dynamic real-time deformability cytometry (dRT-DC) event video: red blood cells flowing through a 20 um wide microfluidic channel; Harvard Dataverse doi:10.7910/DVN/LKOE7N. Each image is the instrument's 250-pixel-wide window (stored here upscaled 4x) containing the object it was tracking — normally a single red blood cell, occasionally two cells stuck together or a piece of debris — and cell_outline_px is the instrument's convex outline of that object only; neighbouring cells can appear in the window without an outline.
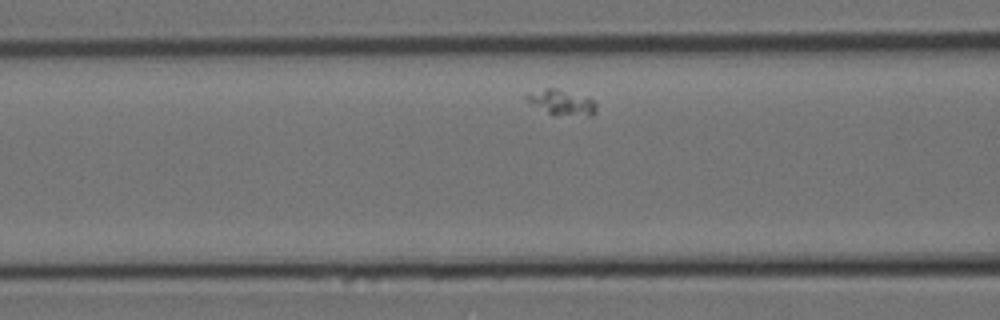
{"species": "Egyptian fruit bat (a non-hibernating species)", "species_latin": "Rousettus aegyptiacus", "temperature_condition": "cold", "stored_images_in_passage": 35, "camera_frame_rate_fps": 3000, "um_per_image_px": 0.085, "animal": {"sex": "female"}, "frame": {"image": 1, "passage_image": 6, "time_ms": 1.667, "image_size_px": [1000, 320], "cell_outline_px": [[596, 112], [592, 116], [556, 116], [532, 104], [524, 96], [524, 92], [544, 88], [552, 88], [588, 96], [596, 104]], "centroid_in_image_um": [47.75, 8.7], "position_along_channel_um": 118.9, "area_um2": 10.52}}
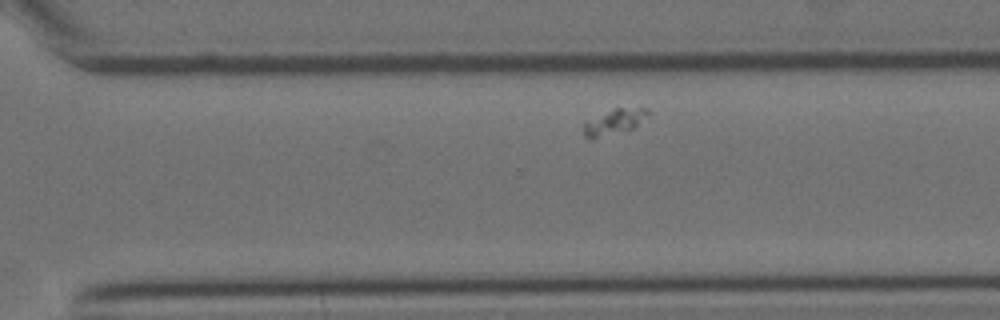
{"frame": {"image": 2, "passage_image": 25, "time_ms": 8.0, "image_size_px": [1000, 320], "cell_outline_px": [[652, 112], [636, 128], [592, 140], [588, 140], [584, 136], [584, 120], [616, 108], [648, 108]], "centroid_in_image_um": [52.22, 10.38], "position_along_channel_um": 318.4, "area_um2": 10.0}}